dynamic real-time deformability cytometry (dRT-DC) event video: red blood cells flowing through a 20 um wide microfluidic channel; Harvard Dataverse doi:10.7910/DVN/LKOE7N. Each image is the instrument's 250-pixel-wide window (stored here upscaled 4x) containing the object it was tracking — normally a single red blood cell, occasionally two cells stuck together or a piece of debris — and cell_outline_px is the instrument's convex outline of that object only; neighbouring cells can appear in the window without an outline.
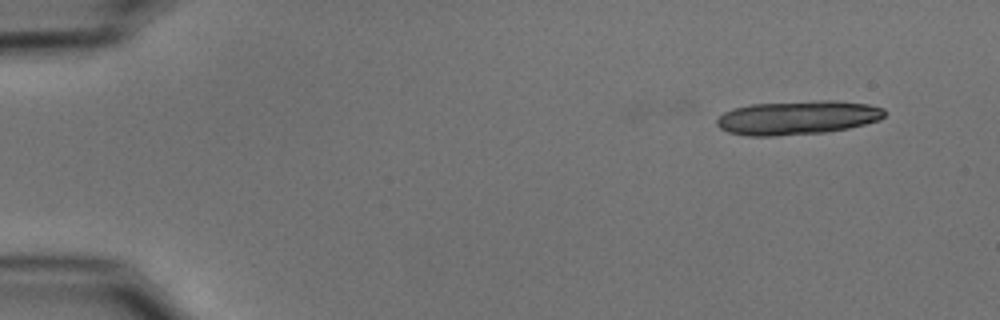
{"species": "common noctule bat (a hibernating species)", "species_latin": "Nyctalus noctula", "temperature_condition": "cold", "stored_images_in_passage": 15, "camera_frame_rate_fps": 3000, "um_per_image_px": 0.085, "animal": {"sex": "male", "body_mass_g": 15.6}, "frame": {"image": 1, "passage_image": 1, "time_ms": 0.0, "image_size_px": [1000, 320], "cell_outline_px": [[884, 116], [880, 120], [848, 128], [824, 132], [772, 136], [748, 136], [728, 132], [720, 128], [716, 124], [716, 120], [724, 112], [732, 108], [752, 104], [820, 100], [836, 100], [868, 104], [884, 108]], "centroid_in_image_um": [67.78, 9.99], "position_along_channel_um": 17.2, "area_um2": 33.18}}